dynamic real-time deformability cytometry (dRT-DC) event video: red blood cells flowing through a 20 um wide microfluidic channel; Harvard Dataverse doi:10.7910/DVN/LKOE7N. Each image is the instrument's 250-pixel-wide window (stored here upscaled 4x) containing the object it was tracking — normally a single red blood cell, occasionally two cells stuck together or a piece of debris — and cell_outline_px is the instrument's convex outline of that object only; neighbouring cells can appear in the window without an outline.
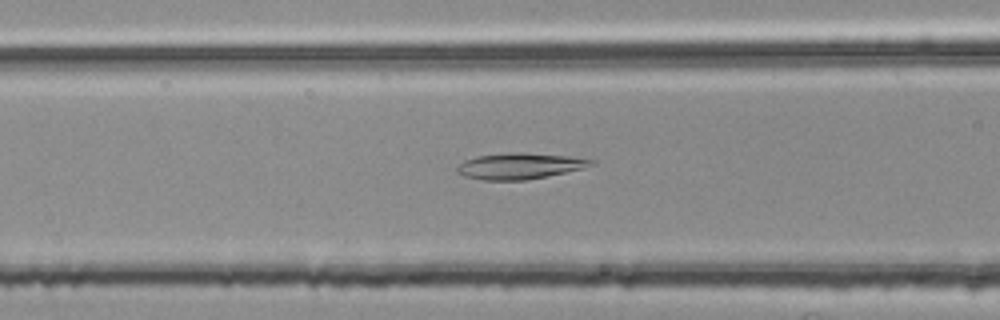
{"species": "common noctule bat (a hibernating species)", "species_latin": "Nyctalus noctula", "temperature_condition": "room temperature", "stored_images_in_passage": 41, "camera_frame_rate_fps": 3000, "um_per_image_px": 0.085, "animal": {"sex": "female", "body_mass_g": 25.1}, "frame": {"image": 1, "passage_image": 9, "time_ms": 2.667, "image_size_px": [1000, 320], "cell_outline_px": [[596, 164], [584, 168], [524, 180], [484, 180], [464, 176], [456, 172], [456, 168], [464, 160], [476, 156], [516, 152], [520, 152], [568, 156], [596, 160]], "centroid_in_image_um": [44.17, 14.1], "position_along_channel_um": 122.4, "area_um2": 20.17}}
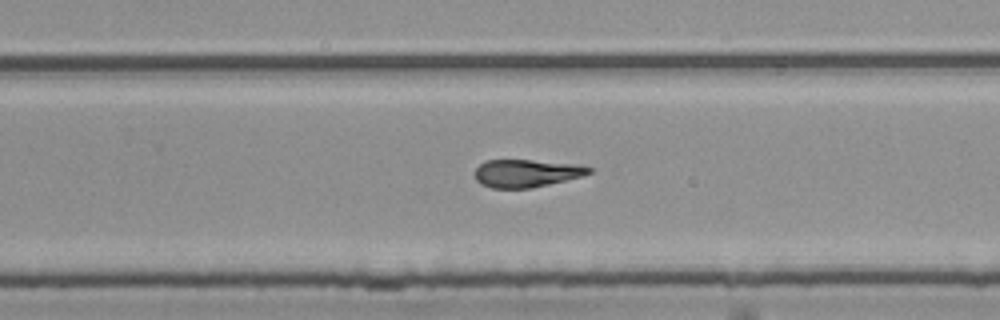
{"frame": {"image": 2, "passage_image": 22, "time_ms": 7.0, "image_size_px": [1000, 320], "cell_outline_px": [[592, 172], [580, 176], [532, 188], [492, 188], [476, 180], [476, 168], [484, 160], [532, 160], [572, 164], [592, 168]], "centroid_in_image_um": [44.7, 14.72], "position_along_channel_um": 285.1, "area_um2": 18.03}}
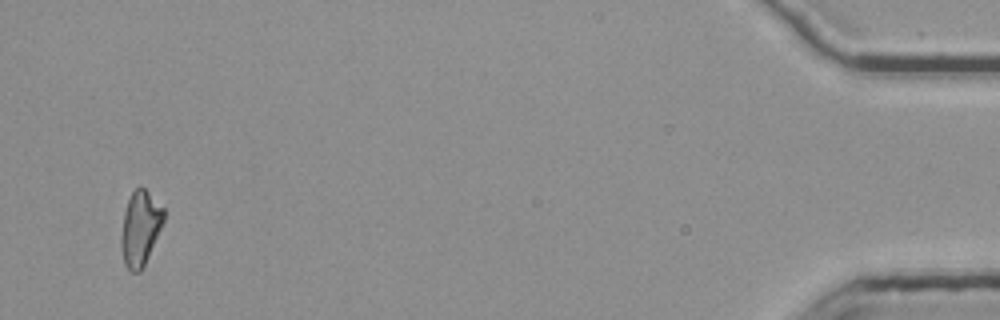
{"frame": {"image": 3, "passage_image": 40, "time_ms": 13.0, "image_size_px": [1000, 320], "cell_outline_px": [[164, 220], [144, 264], [140, 272], [132, 272], [124, 264], [120, 244], [120, 236], [124, 212], [128, 200], [132, 192], [140, 184], [164, 208]], "centroid_in_image_um": [11.89, 19.38], "position_along_channel_um": 423.3, "area_um2": 18.32}, "authors_computed_cell_mechanics": {"area_um2": 19.1896, "velocity_mm_per_s": 3.7602, "shape_relaxation_time_tau1_ms": 6.7563, "shape_relaxation_time_tau2_ms": 2.9296, "deformation_change_tau1": 0.2025, "deformation_change_tau2": 0.1154}}